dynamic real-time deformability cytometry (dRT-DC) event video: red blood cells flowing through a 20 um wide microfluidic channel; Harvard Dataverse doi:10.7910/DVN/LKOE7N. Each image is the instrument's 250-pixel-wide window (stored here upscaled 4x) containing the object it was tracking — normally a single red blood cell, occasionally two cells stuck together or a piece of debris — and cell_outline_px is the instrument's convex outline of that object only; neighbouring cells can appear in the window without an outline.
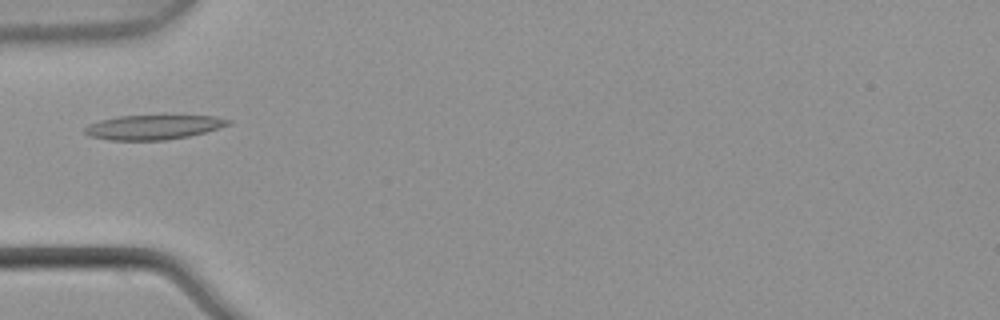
{"species": "common noctule bat (a hibernating species)", "species_latin": "Nyctalus noctula", "temperature_condition": "warm", "stored_images_in_passage": 5, "camera_frame_rate_fps": 3000, "um_per_image_px": 0.085, "animal": {"sex": "male", "body_mass_g": 21.5, "forearm_length_mm": 52.0}, "frame": {"image": 1, "passage_image": 4, "time_ms": 1.0, "image_size_px": [1000, 320], "cell_outline_px": [[232, 124], [204, 132], [188, 136], [164, 140], [112, 140], [88, 136], [84, 132], [84, 128], [88, 124], [100, 120], [116, 116], [212, 116], [232, 120]], "centroid_in_image_um": [13.0, 10.81], "position_along_channel_um": 72.0, "area_um2": 20.35}}
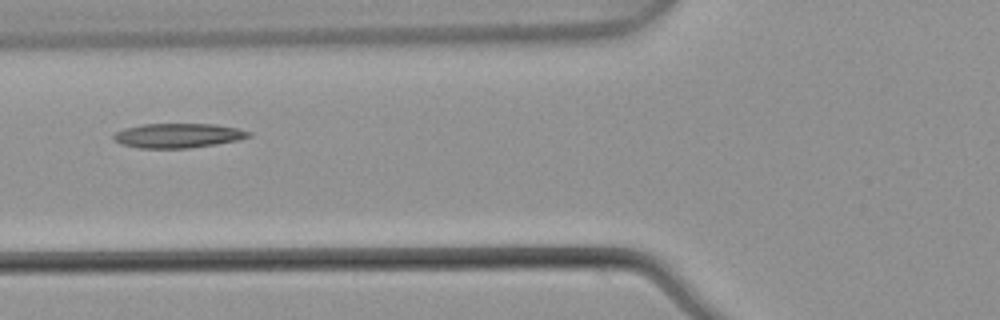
{"frame": {"image": 2, "passage_image": 5, "time_ms": 1.333, "image_size_px": [1000, 320], "cell_outline_px": [[252, 136], [240, 140], [216, 144], [188, 148], [140, 148], [120, 144], [112, 136], [116, 132], [124, 128], [140, 124], [216, 124], [236, 128], [252, 132]], "centroid_in_image_um": [15.15, 11.52], "position_along_channel_um": 110.6, "area_um2": 19.36}}